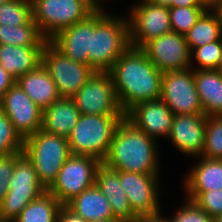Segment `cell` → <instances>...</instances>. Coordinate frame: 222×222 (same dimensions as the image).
I'll return each mask as SVG.
<instances>
[{
	"label": "cell",
	"mask_w": 222,
	"mask_h": 222,
	"mask_svg": "<svg viewBox=\"0 0 222 222\" xmlns=\"http://www.w3.org/2000/svg\"><path fill=\"white\" fill-rule=\"evenodd\" d=\"M109 73L124 113L138 103L160 99L162 72L141 48L130 46Z\"/></svg>",
	"instance_id": "1"
},
{
	"label": "cell",
	"mask_w": 222,
	"mask_h": 222,
	"mask_svg": "<svg viewBox=\"0 0 222 222\" xmlns=\"http://www.w3.org/2000/svg\"><path fill=\"white\" fill-rule=\"evenodd\" d=\"M155 141L124 117L103 163L117 171L159 175V150Z\"/></svg>",
	"instance_id": "2"
},
{
	"label": "cell",
	"mask_w": 222,
	"mask_h": 222,
	"mask_svg": "<svg viewBox=\"0 0 222 222\" xmlns=\"http://www.w3.org/2000/svg\"><path fill=\"white\" fill-rule=\"evenodd\" d=\"M130 47L128 18L95 11L88 65L96 72H109L116 60Z\"/></svg>",
	"instance_id": "3"
},
{
	"label": "cell",
	"mask_w": 222,
	"mask_h": 222,
	"mask_svg": "<svg viewBox=\"0 0 222 222\" xmlns=\"http://www.w3.org/2000/svg\"><path fill=\"white\" fill-rule=\"evenodd\" d=\"M125 115L81 114L67 137L71 154L96 158L103 162L113 135Z\"/></svg>",
	"instance_id": "4"
},
{
	"label": "cell",
	"mask_w": 222,
	"mask_h": 222,
	"mask_svg": "<svg viewBox=\"0 0 222 222\" xmlns=\"http://www.w3.org/2000/svg\"><path fill=\"white\" fill-rule=\"evenodd\" d=\"M23 153L33 163L38 180L48 190L72 155L66 137L42 129L24 139Z\"/></svg>",
	"instance_id": "5"
},
{
	"label": "cell",
	"mask_w": 222,
	"mask_h": 222,
	"mask_svg": "<svg viewBox=\"0 0 222 222\" xmlns=\"http://www.w3.org/2000/svg\"><path fill=\"white\" fill-rule=\"evenodd\" d=\"M31 3L32 19L48 41L97 10L89 0H31Z\"/></svg>",
	"instance_id": "6"
},
{
	"label": "cell",
	"mask_w": 222,
	"mask_h": 222,
	"mask_svg": "<svg viewBox=\"0 0 222 222\" xmlns=\"http://www.w3.org/2000/svg\"><path fill=\"white\" fill-rule=\"evenodd\" d=\"M9 191L0 203V219L13 221L33 200L47 190L38 180L33 163L24 153L16 160Z\"/></svg>",
	"instance_id": "7"
},
{
	"label": "cell",
	"mask_w": 222,
	"mask_h": 222,
	"mask_svg": "<svg viewBox=\"0 0 222 222\" xmlns=\"http://www.w3.org/2000/svg\"><path fill=\"white\" fill-rule=\"evenodd\" d=\"M101 164L90 156L71 155L61 167L56 181L47 190L62 205L95 184L96 171Z\"/></svg>",
	"instance_id": "8"
},
{
	"label": "cell",
	"mask_w": 222,
	"mask_h": 222,
	"mask_svg": "<svg viewBox=\"0 0 222 222\" xmlns=\"http://www.w3.org/2000/svg\"><path fill=\"white\" fill-rule=\"evenodd\" d=\"M72 99L80 114L125 115L109 72L94 71Z\"/></svg>",
	"instance_id": "9"
},
{
	"label": "cell",
	"mask_w": 222,
	"mask_h": 222,
	"mask_svg": "<svg viewBox=\"0 0 222 222\" xmlns=\"http://www.w3.org/2000/svg\"><path fill=\"white\" fill-rule=\"evenodd\" d=\"M42 64L55 82L61 98H72L94 72L89 65L64 56L49 41L42 51Z\"/></svg>",
	"instance_id": "10"
},
{
	"label": "cell",
	"mask_w": 222,
	"mask_h": 222,
	"mask_svg": "<svg viewBox=\"0 0 222 222\" xmlns=\"http://www.w3.org/2000/svg\"><path fill=\"white\" fill-rule=\"evenodd\" d=\"M128 16L130 46L142 48L149 41L172 32L169 7L142 0Z\"/></svg>",
	"instance_id": "11"
},
{
	"label": "cell",
	"mask_w": 222,
	"mask_h": 222,
	"mask_svg": "<svg viewBox=\"0 0 222 222\" xmlns=\"http://www.w3.org/2000/svg\"><path fill=\"white\" fill-rule=\"evenodd\" d=\"M160 99L174 115L204 114L190 68L162 73Z\"/></svg>",
	"instance_id": "12"
},
{
	"label": "cell",
	"mask_w": 222,
	"mask_h": 222,
	"mask_svg": "<svg viewBox=\"0 0 222 222\" xmlns=\"http://www.w3.org/2000/svg\"><path fill=\"white\" fill-rule=\"evenodd\" d=\"M0 108L11 120L15 131L24 140L41 130L43 111L15 82L0 98Z\"/></svg>",
	"instance_id": "13"
},
{
	"label": "cell",
	"mask_w": 222,
	"mask_h": 222,
	"mask_svg": "<svg viewBox=\"0 0 222 222\" xmlns=\"http://www.w3.org/2000/svg\"><path fill=\"white\" fill-rule=\"evenodd\" d=\"M120 184L127 195L132 211L138 216L161 213L159 175L118 171Z\"/></svg>",
	"instance_id": "14"
},
{
	"label": "cell",
	"mask_w": 222,
	"mask_h": 222,
	"mask_svg": "<svg viewBox=\"0 0 222 222\" xmlns=\"http://www.w3.org/2000/svg\"><path fill=\"white\" fill-rule=\"evenodd\" d=\"M141 49L162 73L192 68L191 51L182 34H164L149 41Z\"/></svg>",
	"instance_id": "15"
},
{
	"label": "cell",
	"mask_w": 222,
	"mask_h": 222,
	"mask_svg": "<svg viewBox=\"0 0 222 222\" xmlns=\"http://www.w3.org/2000/svg\"><path fill=\"white\" fill-rule=\"evenodd\" d=\"M125 118L150 138L170 135L173 112L161 100L145 101L134 105L125 113Z\"/></svg>",
	"instance_id": "16"
},
{
	"label": "cell",
	"mask_w": 222,
	"mask_h": 222,
	"mask_svg": "<svg viewBox=\"0 0 222 222\" xmlns=\"http://www.w3.org/2000/svg\"><path fill=\"white\" fill-rule=\"evenodd\" d=\"M95 30V12L87 19L57 33L49 42L64 56L88 65L91 52V33Z\"/></svg>",
	"instance_id": "17"
},
{
	"label": "cell",
	"mask_w": 222,
	"mask_h": 222,
	"mask_svg": "<svg viewBox=\"0 0 222 222\" xmlns=\"http://www.w3.org/2000/svg\"><path fill=\"white\" fill-rule=\"evenodd\" d=\"M206 118L204 114L174 115L169 140L183 154L201 157L205 143Z\"/></svg>",
	"instance_id": "18"
},
{
	"label": "cell",
	"mask_w": 222,
	"mask_h": 222,
	"mask_svg": "<svg viewBox=\"0 0 222 222\" xmlns=\"http://www.w3.org/2000/svg\"><path fill=\"white\" fill-rule=\"evenodd\" d=\"M96 186L110 203L114 218L121 222H136L139 218L131 209L119 179L118 171L101 162L96 171Z\"/></svg>",
	"instance_id": "19"
},
{
	"label": "cell",
	"mask_w": 222,
	"mask_h": 222,
	"mask_svg": "<svg viewBox=\"0 0 222 222\" xmlns=\"http://www.w3.org/2000/svg\"><path fill=\"white\" fill-rule=\"evenodd\" d=\"M16 83L42 111L61 98L55 82L42 63L18 78Z\"/></svg>",
	"instance_id": "20"
},
{
	"label": "cell",
	"mask_w": 222,
	"mask_h": 222,
	"mask_svg": "<svg viewBox=\"0 0 222 222\" xmlns=\"http://www.w3.org/2000/svg\"><path fill=\"white\" fill-rule=\"evenodd\" d=\"M44 46L0 45V65L15 80L42 63Z\"/></svg>",
	"instance_id": "21"
},
{
	"label": "cell",
	"mask_w": 222,
	"mask_h": 222,
	"mask_svg": "<svg viewBox=\"0 0 222 222\" xmlns=\"http://www.w3.org/2000/svg\"><path fill=\"white\" fill-rule=\"evenodd\" d=\"M72 98H60L43 110L41 129L47 133L68 137L80 117Z\"/></svg>",
	"instance_id": "22"
},
{
	"label": "cell",
	"mask_w": 222,
	"mask_h": 222,
	"mask_svg": "<svg viewBox=\"0 0 222 222\" xmlns=\"http://www.w3.org/2000/svg\"><path fill=\"white\" fill-rule=\"evenodd\" d=\"M196 90L206 117L222 116V75L217 70H194Z\"/></svg>",
	"instance_id": "23"
},
{
	"label": "cell",
	"mask_w": 222,
	"mask_h": 222,
	"mask_svg": "<svg viewBox=\"0 0 222 222\" xmlns=\"http://www.w3.org/2000/svg\"><path fill=\"white\" fill-rule=\"evenodd\" d=\"M66 206L87 222L114 218L109 201L96 184L73 198Z\"/></svg>",
	"instance_id": "24"
},
{
	"label": "cell",
	"mask_w": 222,
	"mask_h": 222,
	"mask_svg": "<svg viewBox=\"0 0 222 222\" xmlns=\"http://www.w3.org/2000/svg\"><path fill=\"white\" fill-rule=\"evenodd\" d=\"M185 191H212L222 189V160L202 158L185 178Z\"/></svg>",
	"instance_id": "25"
},
{
	"label": "cell",
	"mask_w": 222,
	"mask_h": 222,
	"mask_svg": "<svg viewBox=\"0 0 222 222\" xmlns=\"http://www.w3.org/2000/svg\"><path fill=\"white\" fill-rule=\"evenodd\" d=\"M190 49L222 39V21L215 11H205L195 25L184 34Z\"/></svg>",
	"instance_id": "26"
},
{
	"label": "cell",
	"mask_w": 222,
	"mask_h": 222,
	"mask_svg": "<svg viewBox=\"0 0 222 222\" xmlns=\"http://www.w3.org/2000/svg\"><path fill=\"white\" fill-rule=\"evenodd\" d=\"M62 204L48 191L31 201L12 222H57Z\"/></svg>",
	"instance_id": "27"
},
{
	"label": "cell",
	"mask_w": 222,
	"mask_h": 222,
	"mask_svg": "<svg viewBox=\"0 0 222 222\" xmlns=\"http://www.w3.org/2000/svg\"><path fill=\"white\" fill-rule=\"evenodd\" d=\"M47 42L32 18L22 26L0 25V45L45 46Z\"/></svg>",
	"instance_id": "28"
},
{
	"label": "cell",
	"mask_w": 222,
	"mask_h": 222,
	"mask_svg": "<svg viewBox=\"0 0 222 222\" xmlns=\"http://www.w3.org/2000/svg\"><path fill=\"white\" fill-rule=\"evenodd\" d=\"M32 18V3L28 0H10L0 4V25L22 26Z\"/></svg>",
	"instance_id": "29"
},
{
	"label": "cell",
	"mask_w": 222,
	"mask_h": 222,
	"mask_svg": "<svg viewBox=\"0 0 222 222\" xmlns=\"http://www.w3.org/2000/svg\"><path fill=\"white\" fill-rule=\"evenodd\" d=\"M202 157L222 160V116L206 118Z\"/></svg>",
	"instance_id": "30"
},
{
	"label": "cell",
	"mask_w": 222,
	"mask_h": 222,
	"mask_svg": "<svg viewBox=\"0 0 222 222\" xmlns=\"http://www.w3.org/2000/svg\"><path fill=\"white\" fill-rule=\"evenodd\" d=\"M24 140L15 131L13 124L0 108V156L23 153Z\"/></svg>",
	"instance_id": "31"
},
{
	"label": "cell",
	"mask_w": 222,
	"mask_h": 222,
	"mask_svg": "<svg viewBox=\"0 0 222 222\" xmlns=\"http://www.w3.org/2000/svg\"><path fill=\"white\" fill-rule=\"evenodd\" d=\"M222 56V39L204 44L198 48L192 49L190 53L191 62H197L199 66L193 70H216ZM193 58V59H192Z\"/></svg>",
	"instance_id": "32"
},
{
	"label": "cell",
	"mask_w": 222,
	"mask_h": 222,
	"mask_svg": "<svg viewBox=\"0 0 222 222\" xmlns=\"http://www.w3.org/2000/svg\"><path fill=\"white\" fill-rule=\"evenodd\" d=\"M205 11L203 7L169 8L172 32L186 34Z\"/></svg>",
	"instance_id": "33"
},
{
	"label": "cell",
	"mask_w": 222,
	"mask_h": 222,
	"mask_svg": "<svg viewBox=\"0 0 222 222\" xmlns=\"http://www.w3.org/2000/svg\"><path fill=\"white\" fill-rule=\"evenodd\" d=\"M189 200L194 201L213 219L222 214V189L212 191H186Z\"/></svg>",
	"instance_id": "34"
},
{
	"label": "cell",
	"mask_w": 222,
	"mask_h": 222,
	"mask_svg": "<svg viewBox=\"0 0 222 222\" xmlns=\"http://www.w3.org/2000/svg\"><path fill=\"white\" fill-rule=\"evenodd\" d=\"M186 200V204L184 203L172 218H168L170 222H213V218L194 201Z\"/></svg>",
	"instance_id": "35"
},
{
	"label": "cell",
	"mask_w": 222,
	"mask_h": 222,
	"mask_svg": "<svg viewBox=\"0 0 222 222\" xmlns=\"http://www.w3.org/2000/svg\"><path fill=\"white\" fill-rule=\"evenodd\" d=\"M23 153H15L9 155L0 156V203L5 198L9 191V181L13 175V171L16 165V160Z\"/></svg>",
	"instance_id": "36"
},
{
	"label": "cell",
	"mask_w": 222,
	"mask_h": 222,
	"mask_svg": "<svg viewBox=\"0 0 222 222\" xmlns=\"http://www.w3.org/2000/svg\"><path fill=\"white\" fill-rule=\"evenodd\" d=\"M57 222H87L81 216L74 213L66 205H62L57 213Z\"/></svg>",
	"instance_id": "37"
},
{
	"label": "cell",
	"mask_w": 222,
	"mask_h": 222,
	"mask_svg": "<svg viewBox=\"0 0 222 222\" xmlns=\"http://www.w3.org/2000/svg\"><path fill=\"white\" fill-rule=\"evenodd\" d=\"M16 80L0 65V98L10 89Z\"/></svg>",
	"instance_id": "38"
},
{
	"label": "cell",
	"mask_w": 222,
	"mask_h": 222,
	"mask_svg": "<svg viewBox=\"0 0 222 222\" xmlns=\"http://www.w3.org/2000/svg\"><path fill=\"white\" fill-rule=\"evenodd\" d=\"M162 213L156 215L142 216L137 219L136 222H170L168 218L161 216Z\"/></svg>",
	"instance_id": "39"
},
{
	"label": "cell",
	"mask_w": 222,
	"mask_h": 222,
	"mask_svg": "<svg viewBox=\"0 0 222 222\" xmlns=\"http://www.w3.org/2000/svg\"><path fill=\"white\" fill-rule=\"evenodd\" d=\"M172 7H201L198 0H173Z\"/></svg>",
	"instance_id": "40"
},
{
	"label": "cell",
	"mask_w": 222,
	"mask_h": 222,
	"mask_svg": "<svg viewBox=\"0 0 222 222\" xmlns=\"http://www.w3.org/2000/svg\"><path fill=\"white\" fill-rule=\"evenodd\" d=\"M200 6L207 11H214L221 3V0H198Z\"/></svg>",
	"instance_id": "41"
},
{
	"label": "cell",
	"mask_w": 222,
	"mask_h": 222,
	"mask_svg": "<svg viewBox=\"0 0 222 222\" xmlns=\"http://www.w3.org/2000/svg\"><path fill=\"white\" fill-rule=\"evenodd\" d=\"M149 2H152L154 4H158L161 6L172 8V1L173 0H148Z\"/></svg>",
	"instance_id": "42"
},
{
	"label": "cell",
	"mask_w": 222,
	"mask_h": 222,
	"mask_svg": "<svg viewBox=\"0 0 222 222\" xmlns=\"http://www.w3.org/2000/svg\"><path fill=\"white\" fill-rule=\"evenodd\" d=\"M89 222H121V221L117 218H104V219H96Z\"/></svg>",
	"instance_id": "43"
},
{
	"label": "cell",
	"mask_w": 222,
	"mask_h": 222,
	"mask_svg": "<svg viewBox=\"0 0 222 222\" xmlns=\"http://www.w3.org/2000/svg\"><path fill=\"white\" fill-rule=\"evenodd\" d=\"M214 11L217 13L218 17L222 21V0L220 5Z\"/></svg>",
	"instance_id": "44"
},
{
	"label": "cell",
	"mask_w": 222,
	"mask_h": 222,
	"mask_svg": "<svg viewBox=\"0 0 222 222\" xmlns=\"http://www.w3.org/2000/svg\"><path fill=\"white\" fill-rule=\"evenodd\" d=\"M213 222H222V214L216 216V217L213 219Z\"/></svg>",
	"instance_id": "45"
},
{
	"label": "cell",
	"mask_w": 222,
	"mask_h": 222,
	"mask_svg": "<svg viewBox=\"0 0 222 222\" xmlns=\"http://www.w3.org/2000/svg\"><path fill=\"white\" fill-rule=\"evenodd\" d=\"M217 71H219L220 72V74L222 75V56H221V60H220V63H219V65H218V67H217V69H216Z\"/></svg>",
	"instance_id": "46"
},
{
	"label": "cell",
	"mask_w": 222,
	"mask_h": 222,
	"mask_svg": "<svg viewBox=\"0 0 222 222\" xmlns=\"http://www.w3.org/2000/svg\"><path fill=\"white\" fill-rule=\"evenodd\" d=\"M99 1L98 0H94V6L97 8V9H100L101 6H100V3H98Z\"/></svg>",
	"instance_id": "47"
},
{
	"label": "cell",
	"mask_w": 222,
	"mask_h": 222,
	"mask_svg": "<svg viewBox=\"0 0 222 222\" xmlns=\"http://www.w3.org/2000/svg\"><path fill=\"white\" fill-rule=\"evenodd\" d=\"M8 1H10V0H0V4L6 3Z\"/></svg>",
	"instance_id": "48"
},
{
	"label": "cell",
	"mask_w": 222,
	"mask_h": 222,
	"mask_svg": "<svg viewBox=\"0 0 222 222\" xmlns=\"http://www.w3.org/2000/svg\"><path fill=\"white\" fill-rule=\"evenodd\" d=\"M0 222H12V221L5 220V219H0Z\"/></svg>",
	"instance_id": "49"
}]
</instances>
